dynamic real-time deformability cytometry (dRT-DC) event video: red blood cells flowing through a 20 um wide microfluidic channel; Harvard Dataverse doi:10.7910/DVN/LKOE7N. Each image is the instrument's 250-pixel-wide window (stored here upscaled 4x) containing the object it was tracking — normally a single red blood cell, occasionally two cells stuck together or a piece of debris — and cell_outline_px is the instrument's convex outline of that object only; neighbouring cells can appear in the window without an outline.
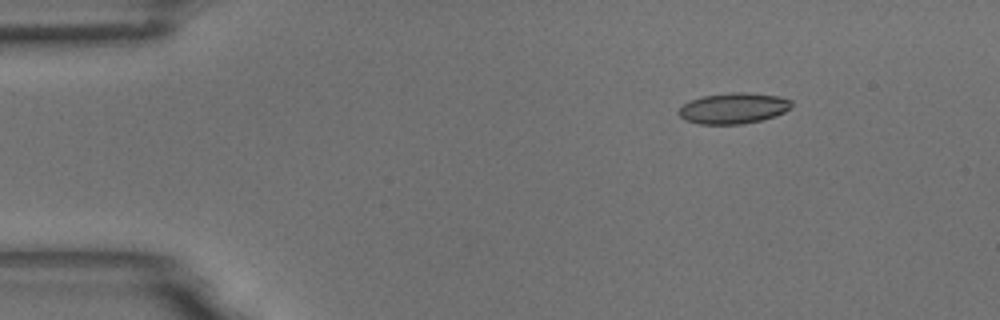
{"species": "common noctule bat (a hibernating species)", "species_latin": "Nyctalus noctula", "temperature_condition": "room temperature", "stored_images_in_passage": 10, "camera_frame_rate_fps": 3000, "um_per_image_px": 0.085, "animal": {"sex": "male", "body_mass_g": 18.8}, "frame": {"image": 1, "passage_image": 2, "time_ms": 0.333, "image_size_px": [1000, 320], "cell_outline_px": [[792, 108], [784, 112], [760, 120], [744, 124], [700, 124], [684, 120], [676, 112], [684, 104], [692, 100], [704, 96], [732, 92], [744, 92], [780, 96], [792, 100]], "centroid_in_image_um": [62.35, 9.2], "position_along_channel_um": 22.6, "area_um2": 20.23}}
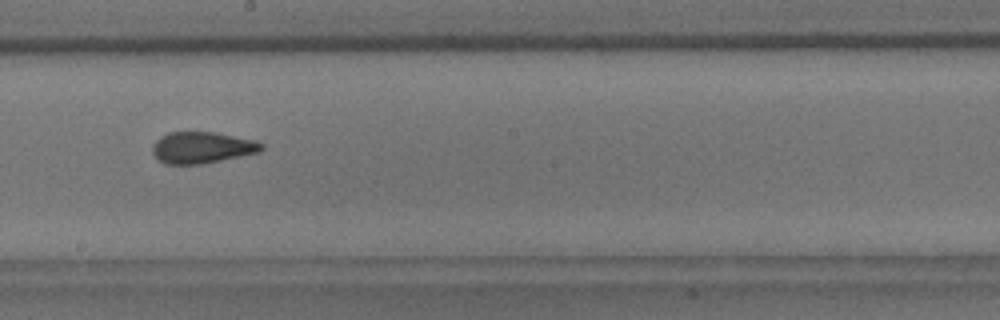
{"frame": {"image": 2, "passage_image": 9, "time_ms": 2.667, "image_size_px": [1000, 320], "cell_outline_px": [[264, 148], [260, 152], [204, 164], [164, 164], [156, 160], [152, 152], [152, 144], [160, 136], [168, 132], [216, 132], [256, 140], [264, 144]], "centroid_in_image_um": [17.16, 12.55], "position_along_channel_um": 231.0, "area_um2": 20.4}}
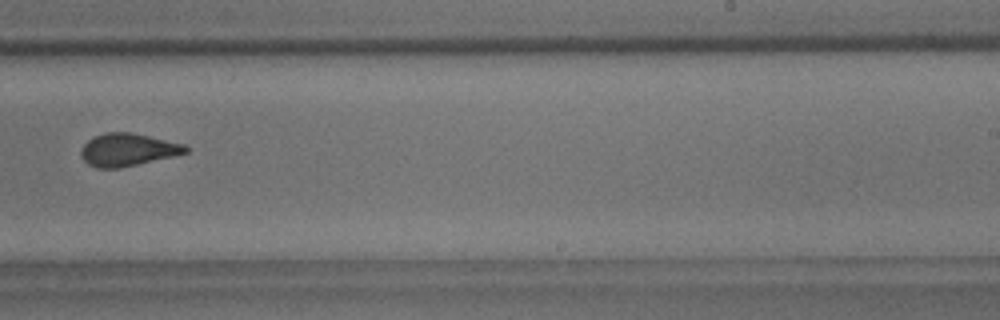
{"frame": {"image": 3, "passage_image": 10, "time_ms": 3.0, "image_size_px": [1000, 320], "cell_outline_px": [[188, 152], [176, 156], [120, 168], [96, 168], [88, 164], [80, 156], [80, 152], [84, 144], [92, 136], [104, 132], [132, 132], [184, 144], [188, 148]], "centroid_in_image_um": [10.84, 12.73], "position_along_channel_um": 278.2, "area_um2": 20.11}}